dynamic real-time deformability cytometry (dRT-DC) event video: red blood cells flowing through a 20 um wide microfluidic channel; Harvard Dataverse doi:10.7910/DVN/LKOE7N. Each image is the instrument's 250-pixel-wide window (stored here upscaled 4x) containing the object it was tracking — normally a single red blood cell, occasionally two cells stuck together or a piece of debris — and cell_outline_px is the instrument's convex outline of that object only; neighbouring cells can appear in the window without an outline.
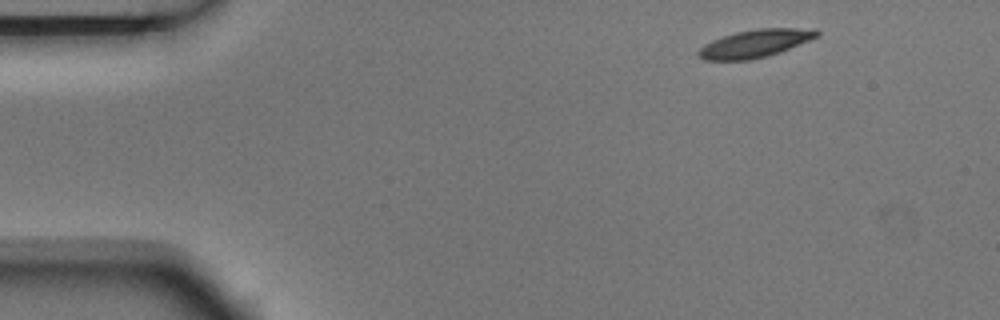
{"species": "Egyptian fruit bat (a non-hibernating species)", "species_latin": "Rousettus aegyptiacus", "temperature_condition": "room temperature", "stored_images_in_passage": 6, "camera_frame_rate_fps": 3000, "um_per_image_px": 0.085, "animal": {"sex": "male"}, "frame": {"image": 1, "passage_image": 1, "time_ms": 0.0, "image_size_px": [1000, 320], "cell_outline_px": [[820, 36], [780, 52], [768, 56], [752, 60], [704, 60], [696, 56], [696, 52], [704, 44], [712, 40], [736, 32], [756, 28], [816, 28], [820, 32]], "centroid_in_image_um": [64.2, 3.69], "position_along_channel_um": 20.8, "area_um2": 19.48}}
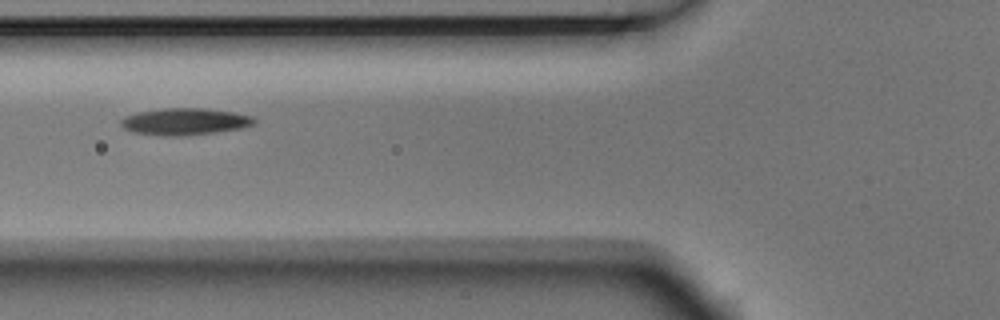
{"frame": {"image": 2, "passage_image": 5, "time_ms": 1.333, "image_size_px": [1000, 320], "cell_outline_px": [[256, 124], [244, 128], [180, 136], [160, 136], [136, 132], [124, 128], [120, 124], [120, 120], [124, 116], [136, 112], [164, 108], [204, 108], [232, 112], [252, 116], [256, 120]], "centroid_in_image_um": [15.71, 10.33], "position_along_channel_um": 110.1, "area_um2": 20.87}}
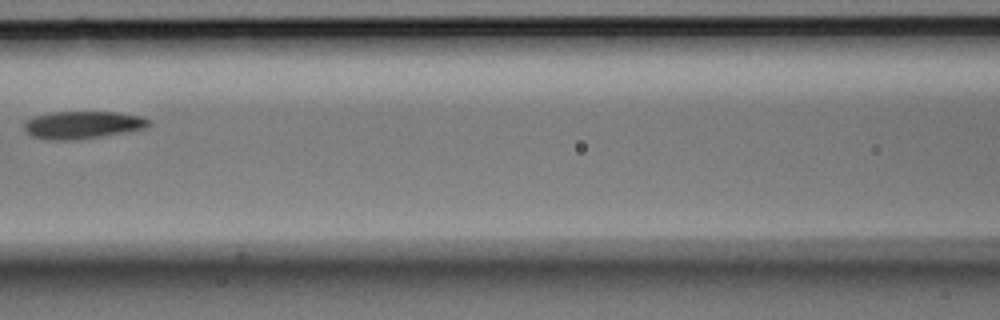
{"frame": {"image": 3, "passage_image": 6, "time_ms": 1.667, "image_size_px": [1000, 320], "cell_outline_px": [[148, 124], [144, 128], [124, 132], [100, 136], [72, 140], [48, 140], [32, 136], [24, 128], [24, 120], [32, 116], [52, 112], [116, 112], [140, 116], [148, 120]], "centroid_in_image_um": [6.93, 10.61], "position_along_channel_um": 159.7, "area_um2": 19.77}}